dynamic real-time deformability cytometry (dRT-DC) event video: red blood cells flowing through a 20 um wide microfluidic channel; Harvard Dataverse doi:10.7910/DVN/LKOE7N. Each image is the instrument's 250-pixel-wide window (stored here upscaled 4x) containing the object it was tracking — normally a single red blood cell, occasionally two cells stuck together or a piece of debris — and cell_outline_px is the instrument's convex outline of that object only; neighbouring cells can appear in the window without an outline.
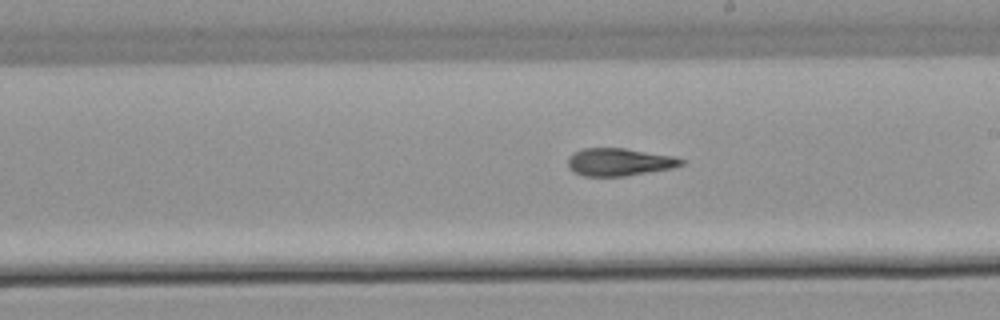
{"species": "common noctule bat (a hibernating species)", "species_latin": "Nyctalus noctula", "temperature_condition": "warm", "stored_images_in_passage": 29, "camera_frame_rate_fps": 3000, "um_per_image_px": 0.085, "animal": {"sex": "male", "body_mass_g": 21.5, "forearm_length_mm": 52.0}, "frame": {"image": 1, "passage_image": 17, "time_ms": 5.333, "image_size_px": [1000, 320], "cell_outline_px": [[684, 164], [672, 168], [624, 176], [584, 176], [572, 172], [568, 168], [568, 156], [584, 148], [624, 148], [672, 156], [684, 160]], "centroid_in_image_um": [52.59, 13.78], "position_along_channel_um": 236.4, "area_um2": 18.15}}